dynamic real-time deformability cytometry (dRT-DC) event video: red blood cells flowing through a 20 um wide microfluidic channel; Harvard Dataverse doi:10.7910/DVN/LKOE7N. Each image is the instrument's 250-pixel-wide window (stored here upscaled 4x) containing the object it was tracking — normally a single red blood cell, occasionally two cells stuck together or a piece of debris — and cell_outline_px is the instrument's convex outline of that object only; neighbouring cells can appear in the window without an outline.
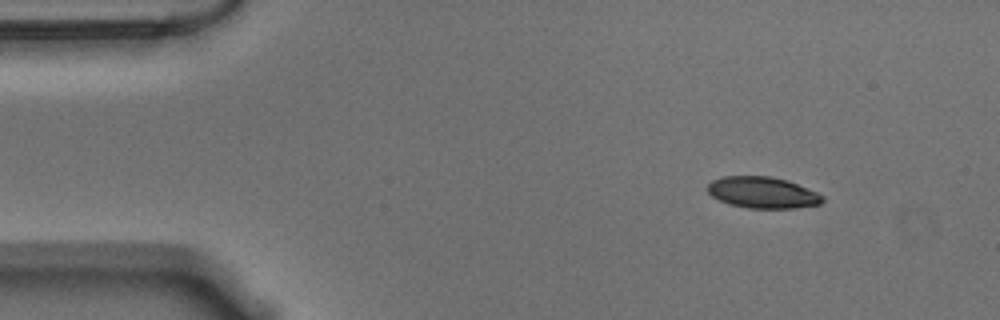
{"species": "Egyptian fruit bat (a non-hibernating species)", "species_latin": "Rousettus aegyptiacus", "temperature_condition": "warm", "stored_images_in_passage": 4, "camera_frame_rate_fps": 3000, "um_per_image_px": 0.085, "animal": {"sex": "male"}, "frame": {"image": 1, "passage_image": 2, "time_ms": 0.333, "image_size_px": [1000, 320], "cell_outline_px": [[824, 200], [820, 204], [792, 208], [748, 208], [728, 204], [712, 196], [704, 188], [712, 180], [724, 176], [772, 176], [788, 180], [816, 192], [824, 196]], "centroid_in_image_um": [64.79, 16.36], "position_along_channel_um": 20.2, "area_um2": 21.1}}